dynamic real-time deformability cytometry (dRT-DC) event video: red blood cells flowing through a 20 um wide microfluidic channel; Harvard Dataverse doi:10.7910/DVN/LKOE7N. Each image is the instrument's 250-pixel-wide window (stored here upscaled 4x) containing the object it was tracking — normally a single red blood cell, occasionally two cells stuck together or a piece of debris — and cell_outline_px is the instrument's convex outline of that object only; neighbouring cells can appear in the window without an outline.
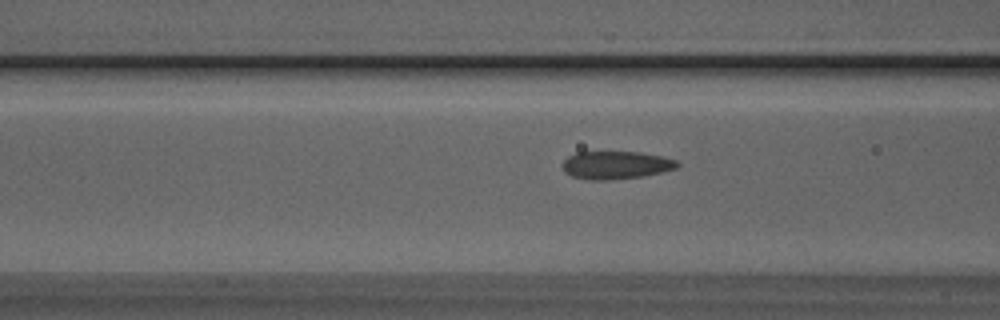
{"species": "Egyptian fruit bat (a non-hibernating species)", "species_latin": "Rousettus aegyptiacus", "temperature_condition": "room temperature", "stored_images_in_passage": 44, "camera_frame_rate_fps": 3000, "um_per_image_px": 0.085, "animal": {"sex": "male"}, "frame": {"image": 1, "passage_image": 19, "time_ms": 6.0, "image_size_px": [1000, 320], "cell_outline_px": [[680, 164], [676, 168], [660, 172], [640, 176], [608, 180], [592, 180], [572, 176], [564, 172], [560, 164], [568, 156], [576, 152], [640, 152], [660, 156], [676, 160]], "centroid_in_image_um": [52.29, 14.02], "position_along_channel_um": 114.3, "area_um2": 18.55}}
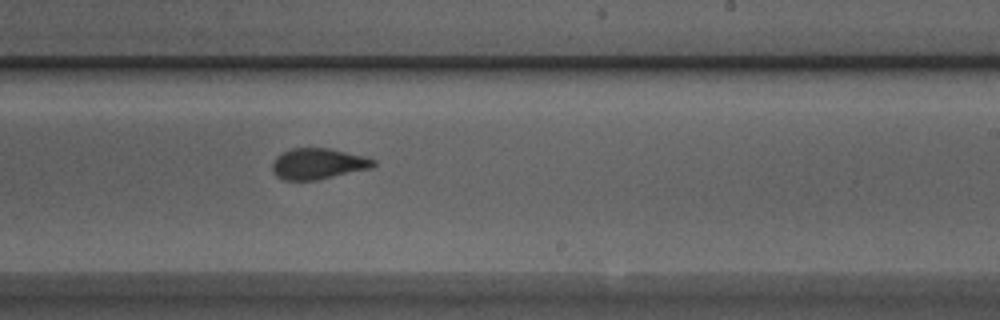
{"frame": {"image": 2, "passage_image": 30, "time_ms": 9.667, "image_size_px": [1000, 320], "cell_outline_px": [[376, 164], [372, 168], [316, 180], [284, 180], [276, 176], [272, 172], [272, 164], [276, 156], [292, 148], [328, 148], [368, 156], [376, 160]], "centroid_in_image_um": [27.06, 13.92], "position_along_channel_um": 261.9, "area_um2": 18.38}}
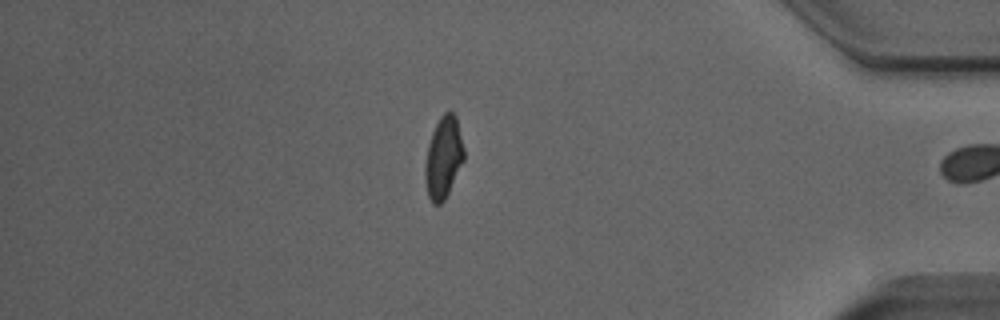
{"frame": {"image": 3, "passage_image": 43, "time_ms": 14.0, "image_size_px": [1000, 320], "cell_outline_px": [[464, 160], [444, 200], [440, 204], [432, 204], [428, 196], [424, 176], [424, 164], [428, 144], [432, 132], [440, 116], [444, 112], [452, 112], [456, 116], [464, 148]], "centroid_in_image_um": [37.67, 13.39], "position_along_channel_um": 397.5, "area_um2": 18.5}, "authors_computed_cell_mechanics": {"area_um2": 19.0451, "velocity_mm_per_s": 4.0334, "shape_relaxation_time_tau1_ms": 7.019, "shape_relaxation_time_tau2_ms": 1.2442, "deformation_change_tau1": 0.1685, "deformation_change_tau2": 0.0615}}